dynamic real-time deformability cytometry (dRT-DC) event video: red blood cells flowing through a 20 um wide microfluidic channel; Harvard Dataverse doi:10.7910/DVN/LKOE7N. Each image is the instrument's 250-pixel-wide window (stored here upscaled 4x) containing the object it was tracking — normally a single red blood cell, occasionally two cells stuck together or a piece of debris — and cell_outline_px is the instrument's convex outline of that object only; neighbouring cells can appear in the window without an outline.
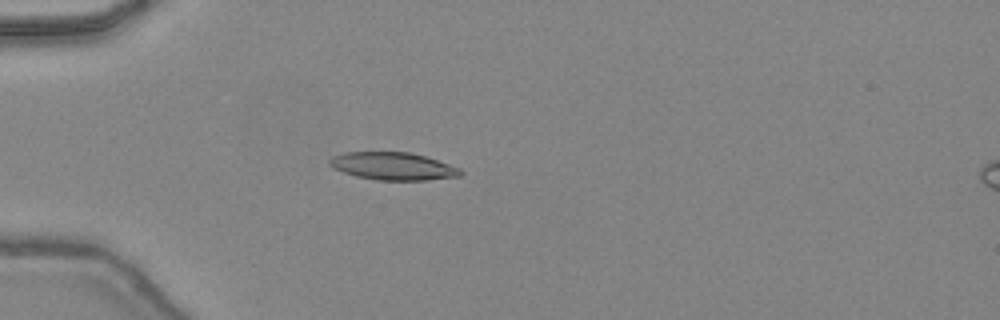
{"species": "common noctule bat (a hibernating species)", "species_latin": "Nyctalus noctula", "temperature_condition": "warm", "stored_images_in_passage": 37, "camera_frame_rate_fps": 3000, "um_per_image_px": 0.085, "animal": {"sex": "female", "body_mass_g": 24.6, "forearm_length_mm": 56.2}, "frame": {"image": 1, "passage_image": 5, "time_ms": 1.333, "image_size_px": [1000, 320], "cell_outline_px": [[464, 172], [460, 176], [428, 180], [376, 180], [356, 176], [332, 168], [328, 164], [328, 160], [332, 156], [344, 152], [408, 152], [424, 156], [460, 168]], "centroid_in_image_um": [33.37, 14.13], "position_along_channel_um": 51.6, "area_um2": 21.1}}
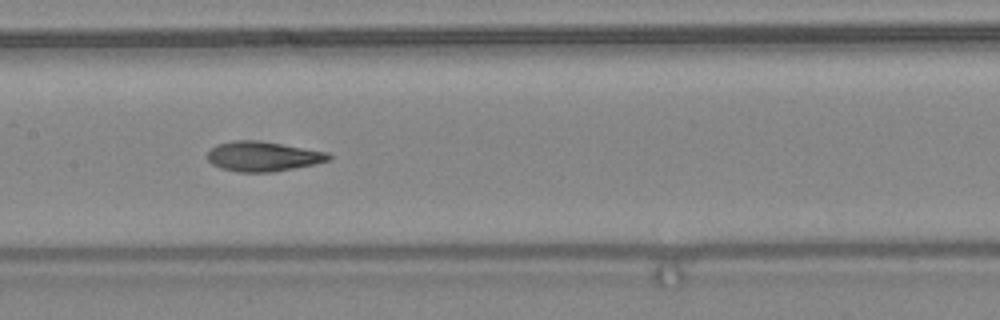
{"frame": {"image": 2, "passage_image": 15, "time_ms": 4.667, "image_size_px": [1000, 320], "cell_outline_px": [[332, 160], [316, 164], [272, 172], [240, 172], [220, 168], [212, 164], [208, 160], [208, 152], [216, 144], [236, 140], [256, 140], [328, 152], [332, 156]], "centroid_in_image_um": [22.37, 13.3], "position_along_channel_um": 185.0, "area_um2": 21.04}}
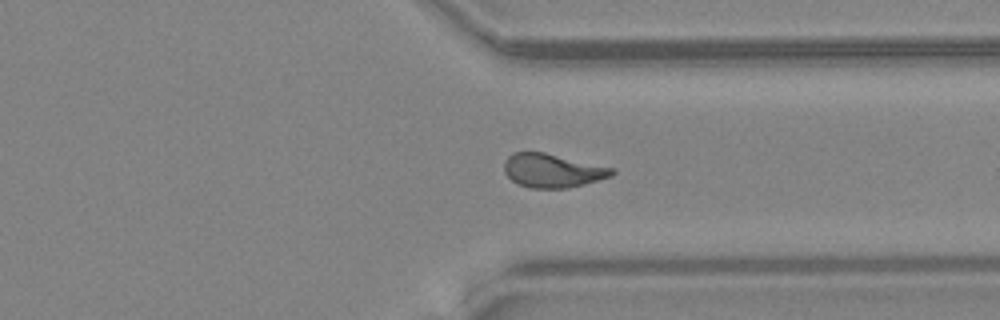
{"frame": {"image": 3, "passage_image": 27, "time_ms": 8.667, "image_size_px": [1000, 320], "cell_outline_px": [[616, 172], [612, 176], [584, 184], [568, 188], [532, 188], [516, 184], [504, 172], [504, 160], [512, 152], [544, 152], [616, 168]], "centroid_in_image_um": [46.97, 14.49], "position_along_channel_um": 364.4, "area_um2": 21.39}, "authors_computed_cell_mechanics": {"area_um2": 21.097, "velocity_mm_per_s": 4.4941, "shape_relaxation_time_tau1_ms": null, "shape_relaxation_time_tau2_ms": 1.8728, "deformation_change_tau1": null, "deformation_change_tau2": 0.1023}}